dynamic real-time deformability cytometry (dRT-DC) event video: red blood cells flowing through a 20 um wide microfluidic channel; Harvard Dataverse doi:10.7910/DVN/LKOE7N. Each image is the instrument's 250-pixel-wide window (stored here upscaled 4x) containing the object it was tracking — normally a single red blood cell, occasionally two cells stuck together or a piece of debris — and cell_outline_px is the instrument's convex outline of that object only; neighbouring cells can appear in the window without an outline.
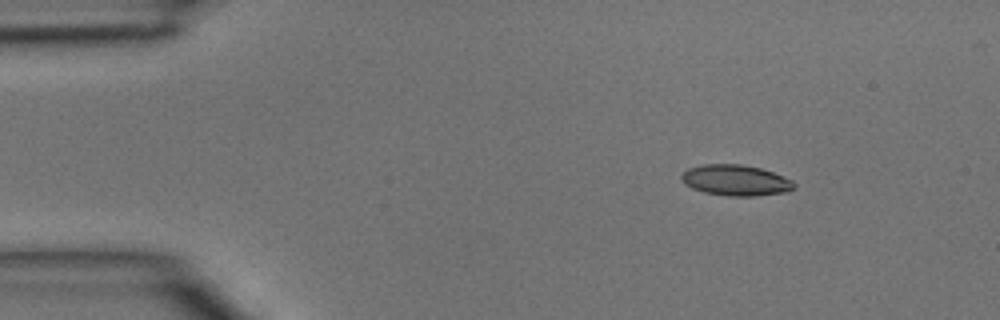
{"species": "common noctule bat (a hibernating species)", "species_latin": "Nyctalus noctula", "temperature_condition": "room temperature", "stored_images_in_passage": 38, "camera_frame_rate_fps": 3000, "um_per_image_px": 0.085, "animal": {"sex": "male", "body_mass_g": 15.6}, "frame": {"image": 1, "passage_image": 1, "time_ms": 0.0, "image_size_px": [1000, 320], "cell_outline_px": [[796, 188], [788, 192], [756, 196], [728, 196], [704, 192], [692, 188], [684, 184], [680, 180], [680, 176], [688, 168], [704, 164], [740, 164], [760, 168], [772, 172], [792, 180], [796, 184]], "centroid_in_image_um": [62.54, 15.33], "position_along_channel_um": 22.5, "area_um2": 20.4}}
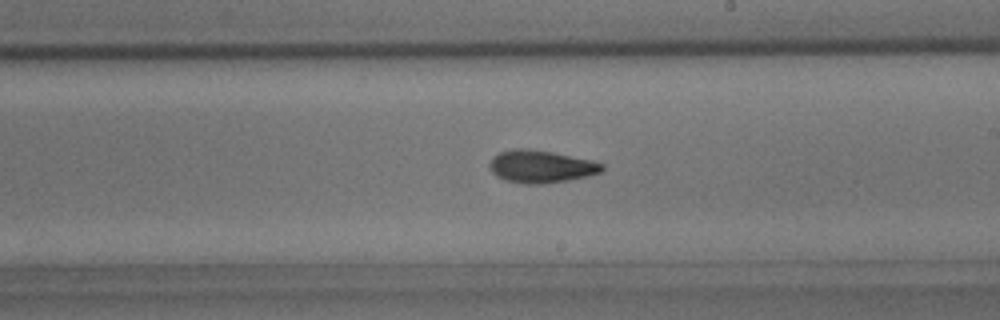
{"frame": {"image": 2, "passage_image": 21, "time_ms": 6.667, "image_size_px": [1000, 320], "cell_outline_px": [[604, 168], [600, 172], [588, 176], [568, 180], [544, 184], [520, 184], [504, 180], [496, 176], [492, 172], [488, 164], [500, 152], [512, 148], [520, 148], [552, 152], [592, 160], [604, 164]], "centroid_in_image_um": [45.98, 14.17], "position_along_channel_um": 243.0, "area_um2": 21.33}}
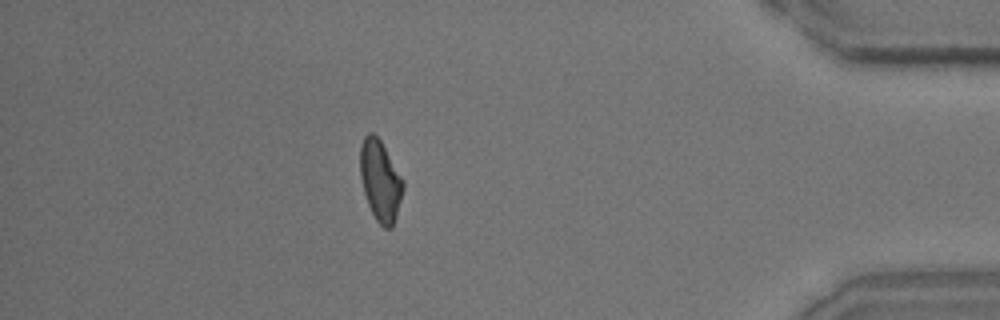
{"frame": {"image": 3, "passage_image": 35, "time_ms": 11.333, "image_size_px": [1000, 320], "cell_outline_px": [[404, 188], [396, 216], [392, 228], [384, 228], [376, 220], [368, 204], [364, 192], [360, 176], [360, 148], [364, 136], [368, 132], [372, 132], [380, 140], [404, 180]], "centroid_in_image_um": [32.32, 15.35], "position_along_channel_um": 402.9, "area_um2": 20.11}}